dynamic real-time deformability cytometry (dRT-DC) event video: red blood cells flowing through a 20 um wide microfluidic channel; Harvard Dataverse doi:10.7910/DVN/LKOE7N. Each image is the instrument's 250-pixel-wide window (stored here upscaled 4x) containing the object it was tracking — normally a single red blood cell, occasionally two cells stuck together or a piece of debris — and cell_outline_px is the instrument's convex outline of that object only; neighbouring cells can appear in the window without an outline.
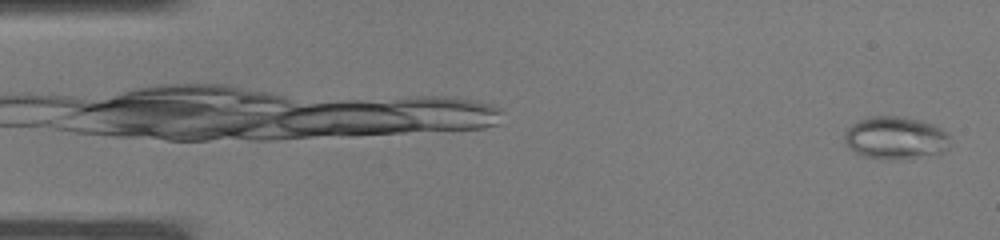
{"species": "common noctule bat (a hibernating species)", "species_latin": "Nyctalus noctula", "temperature_condition": "warm", "stored_images_in_passage": 37, "camera_frame_rate_fps": 3000, "um_per_image_px": 0.085, "animal": {"sex": "male", "body_mass_g": 19.0, "forearm_length_mm": 50.8}, "frame": {"image": 1, "passage_image": 1, "time_ms": 0.0, "image_size_px": [1000, 240], "cell_outline_px": [[948, 148], [944, 152], [936, 156], [900, 160], [884, 160], [864, 156], [848, 148], [844, 140], [844, 132], [856, 120], [872, 116], [896, 116], [920, 120], [932, 124], [948, 132]], "centroid_in_image_um": [76.13, 11.75], "position_along_channel_um": 8.9, "area_um2": 26.88}}
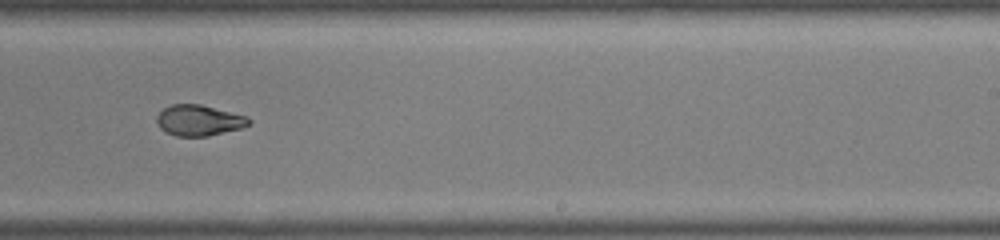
{"frame": {"image": 2, "passage_image": 23, "time_ms": 7.333, "image_size_px": [1000, 240], "cell_outline_px": [[252, 120], [248, 124], [240, 128], [208, 136], [176, 136], [164, 132], [160, 128], [156, 120], [156, 116], [164, 108], [172, 104], [200, 104], [248, 116]], "centroid_in_image_um": [16.89, 10.23], "position_along_channel_um": 272.1, "area_um2": 16.53}}
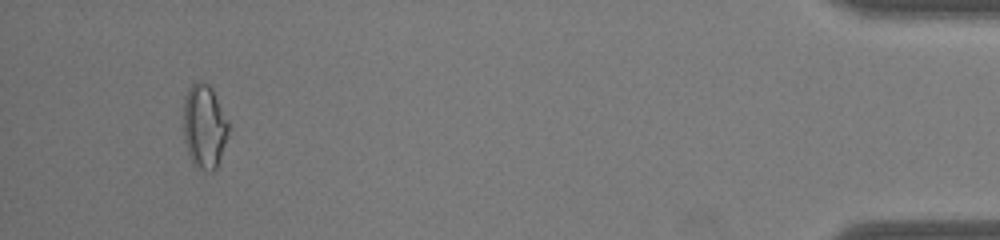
{"frame": {"image": 3, "passage_image": 35, "time_ms": 11.333, "image_size_px": [1000, 240], "cell_outline_px": [[232, 128], [216, 168], [212, 172], [208, 172], [196, 168], [192, 164], [184, 140], [184, 96], [188, 88], [196, 80], [200, 80], [208, 84], [212, 88]], "centroid_in_image_um": [17.39, 10.75], "position_along_channel_um": 417.8, "area_um2": 22.66}}